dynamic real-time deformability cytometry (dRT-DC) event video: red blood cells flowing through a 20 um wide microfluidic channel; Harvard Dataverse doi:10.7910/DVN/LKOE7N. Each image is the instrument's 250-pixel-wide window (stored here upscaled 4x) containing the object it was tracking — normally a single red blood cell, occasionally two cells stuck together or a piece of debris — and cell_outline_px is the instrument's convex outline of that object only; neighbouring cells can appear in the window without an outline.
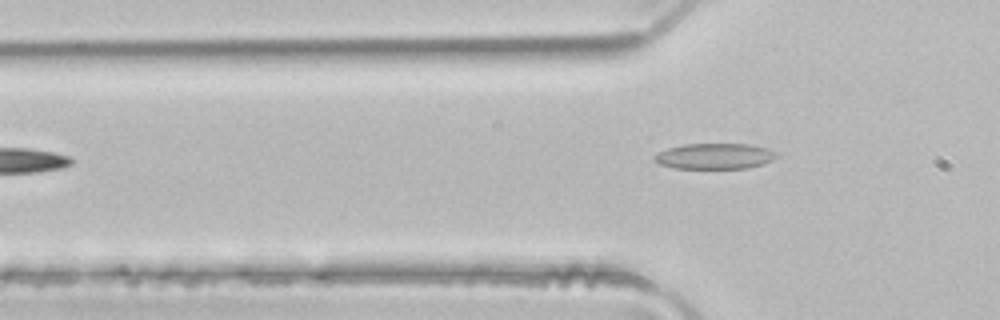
{"species": "common noctule bat (a hibernating species)", "species_latin": "Nyctalus noctula", "temperature_condition": "room temperature", "stored_images_in_passage": 5, "camera_frame_rate_fps": 3000, "um_per_image_px": 0.085, "animal": {"sex": "male", "body_mass_g": 21.5, "forearm_length_mm": 52.0}, "frame": {"image": 1, "passage_image": 4, "time_ms": 1.0, "image_size_px": [1000, 320], "cell_outline_px": [[780, 156], [764, 164], [748, 168], [672, 168], [660, 164], [652, 160], [652, 156], [668, 148], [684, 144], [752, 144], [768, 148], [780, 152]], "centroid_in_image_um": [60.81, 13.27], "position_along_channel_um": 65.0, "area_um2": 18.61}}
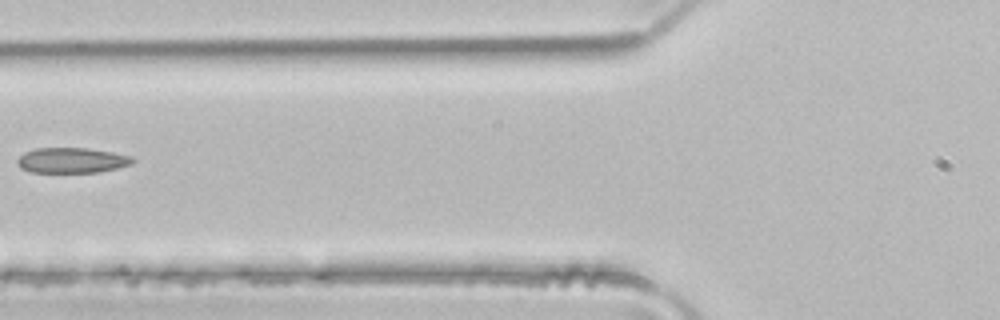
{"frame": {"image": 2, "passage_image": 5, "time_ms": 1.333, "image_size_px": [1000, 320], "cell_outline_px": [[136, 160], [132, 164], [116, 168], [96, 172], [32, 172], [20, 168], [16, 164], [16, 160], [24, 152], [36, 148], [88, 148], [112, 152], [132, 156]], "centroid_in_image_um": [6.09, 13.62], "position_along_channel_um": 119.7, "area_um2": 17.05}}